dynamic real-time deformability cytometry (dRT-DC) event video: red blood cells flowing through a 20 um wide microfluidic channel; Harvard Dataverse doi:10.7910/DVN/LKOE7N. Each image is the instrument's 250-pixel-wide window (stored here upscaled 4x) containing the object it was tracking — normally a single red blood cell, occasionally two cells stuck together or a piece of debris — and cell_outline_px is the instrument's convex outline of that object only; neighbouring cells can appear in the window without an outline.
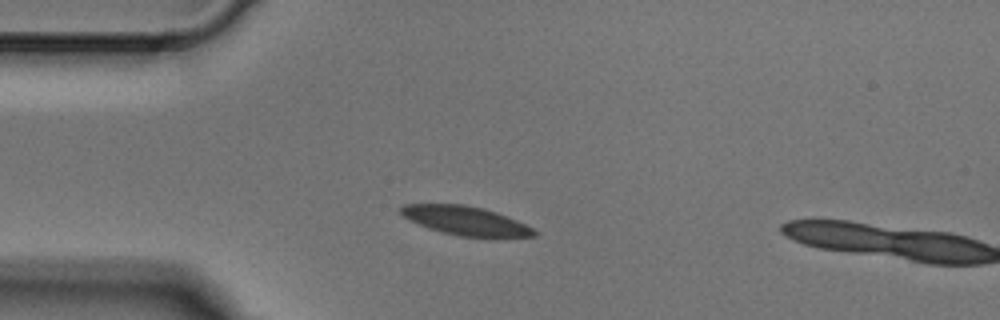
{"species": "Egyptian fruit bat (a non-hibernating species)", "species_latin": "Rousettus aegyptiacus", "temperature_condition": "cold", "stored_images_in_passage": 2, "camera_frame_rate_fps": 3000, "um_per_image_px": 0.085, "animal": {"sex": "male"}, "frame": {"image": 1, "passage_image": 1, "time_ms": 0.0, "image_size_px": [1000, 320], "cell_outline_px": [[540, 232], [536, 236], [460, 236], [428, 228], [404, 216], [400, 212], [400, 208], [404, 204], [464, 204], [496, 212], [516, 220]], "centroid_in_image_um": [39.57, 18.74], "position_along_channel_um": 45.4, "area_um2": 21.79}}